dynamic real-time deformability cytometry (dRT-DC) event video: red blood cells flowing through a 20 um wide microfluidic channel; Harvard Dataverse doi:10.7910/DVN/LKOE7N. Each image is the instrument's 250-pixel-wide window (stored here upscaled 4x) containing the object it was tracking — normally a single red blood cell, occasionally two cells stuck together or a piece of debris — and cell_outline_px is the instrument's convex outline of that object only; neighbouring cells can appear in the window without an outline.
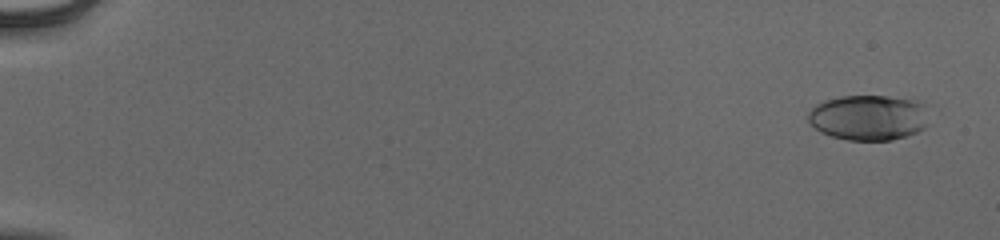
{"species": "human", "species_latin": "Homo sapiens", "temperature_condition": "cold", "stored_images_in_passage": 55, "camera_frame_rate_fps": 3000, "um_per_image_px": 0.085, "donor": {"sex": "male"}, "frame": {"image": 1, "passage_image": 3, "time_ms": 0.667, "image_size_px": [1000, 240], "cell_outline_px": [[924, 128], [916, 132], [892, 140], [848, 140], [832, 136], [820, 132], [808, 120], [808, 112], [816, 104], [824, 100], [840, 96], [888, 96], [908, 100], [924, 104]], "centroid_in_image_um": [73.74, 9.99], "position_along_channel_um": 11.3, "area_um2": 31.39}}
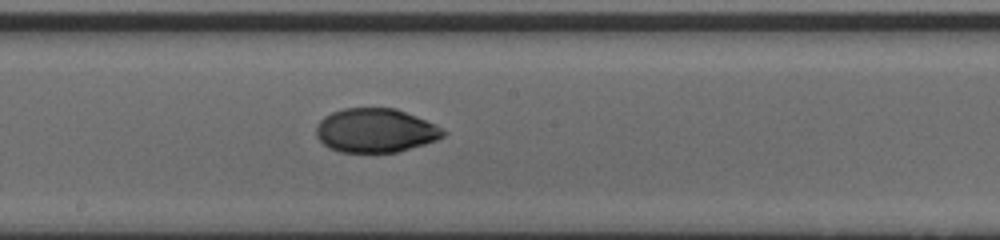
{"frame": {"image": 2, "passage_image": 33, "time_ms": 10.667, "image_size_px": [1000, 240], "cell_outline_px": [[448, 132], [444, 136], [436, 140], [424, 144], [396, 152], [340, 152], [328, 148], [316, 136], [316, 128], [320, 120], [324, 116], [332, 112], [344, 108], [396, 108], [436, 124]], "centroid_in_image_um": [31.92, 11.09], "position_along_channel_um": 216.3, "area_um2": 32.6}}
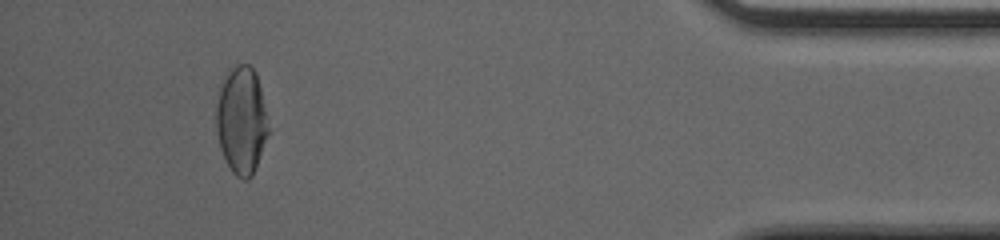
{"frame": {"image": 3, "passage_image": 52, "time_ms": 17.0, "image_size_px": [1000, 240], "cell_outline_px": [[268, 132], [252, 176], [248, 180], [244, 180], [236, 176], [232, 172], [220, 148], [216, 132], [216, 104], [220, 80], [228, 68], [236, 64], [248, 64], [256, 72], [260, 88], [268, 128]], "centroid_in_image_um": [20.47, 10.17], "position_along_channel_um": 414.7, "area_um2": 32.6}, "authors_computed_cell_mechanics": {"area_um2": 32.5992, "velocity_mm_per_s": 3.93, "shape_relaxation_time_tau1_ms": 9.3861, "shape_relaxation_time_tau2_ms": 2.1707, "deformation_change_tau1": 0.2499, "deformation_change_tau2": 0.0345}}